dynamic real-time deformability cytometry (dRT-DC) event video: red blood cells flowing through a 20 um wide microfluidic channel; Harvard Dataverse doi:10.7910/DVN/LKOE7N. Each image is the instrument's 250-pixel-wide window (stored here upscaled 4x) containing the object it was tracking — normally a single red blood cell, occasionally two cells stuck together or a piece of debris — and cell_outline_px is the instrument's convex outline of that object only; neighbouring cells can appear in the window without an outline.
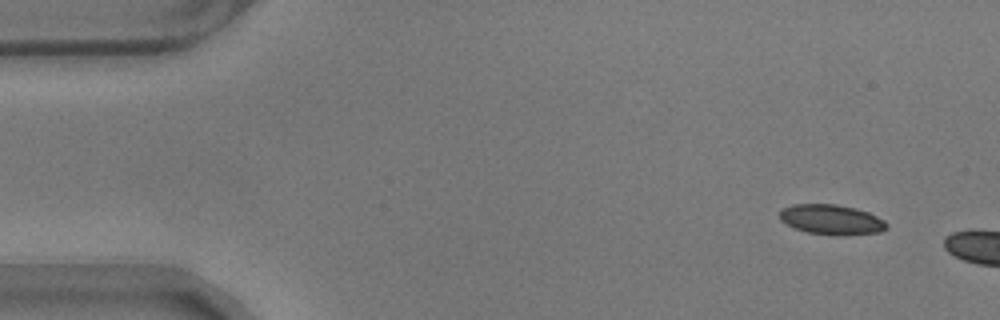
{"species": "common noctule bat (a hibernating species)", "species_latin": "Nyctalus noctula", "temperature_condition": "warm", "stored_images_in_passage": 8, "camera_frame_rate_fps": 3000, "um_per_image_px": 0.085, "animal": {"sex": "male", "body_mass_g": 17.9}, "frame": {"image": 1, "passage_image": 1, "time_ms": 0.0, "image_size_px": [1000, 320], "cell_outline_px": [[888, 228], [880, 232], [808, 232], [796, 228], [780, 220], [780, 208], [792, 204], [836, 204], [856, 208], [868, 212], [884, 220], [888, 224]], "centroid_in_image_um": [70.63, 18.59], "position_along_channel_um": 14.4, "area_um2": 17.74}}